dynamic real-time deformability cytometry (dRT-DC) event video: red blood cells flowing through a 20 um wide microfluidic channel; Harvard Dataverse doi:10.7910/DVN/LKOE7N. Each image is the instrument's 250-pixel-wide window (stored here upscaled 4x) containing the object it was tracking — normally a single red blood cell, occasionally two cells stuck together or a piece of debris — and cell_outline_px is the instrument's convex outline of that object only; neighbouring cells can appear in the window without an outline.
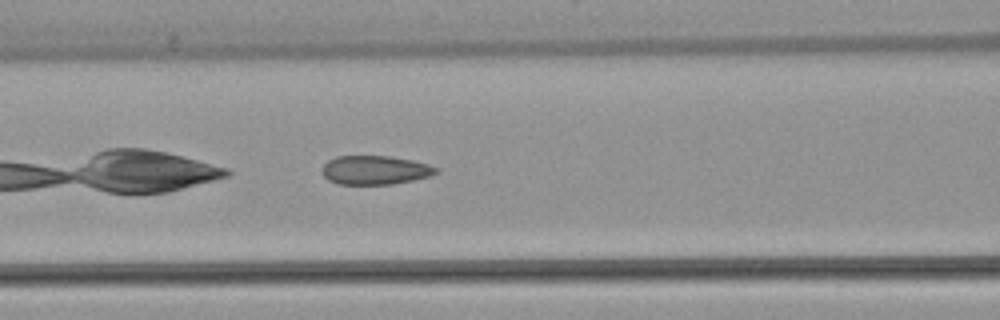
{"species": "common noctule bat (a hibernating species)", "species_latin": "Nyctalus noctula", "temperature_condition": "warm", "stored_images_in_passage": 33, "camera_frame_rate_fps": 3000, "um_per_image_px": 0.085, "animal": {"sex": "female", "body_mass_g": 22.7, "forearm_length_mm": 54.2}, "frame": {"image": 1, "passage_image": 6, "time_ms": 1.667, "image_size_px": [1000, 320], "cell_outline_px": [[440, 172], [428, 176], [412, 180], [392, 184], [340, 184], [328, 180], [324, 176], [324, 164], [328, 160], [336, 156], [388, 156], [412, 160], [428, 164], [440, 168]], "centroid_in_image_um": [31.91, 14.45], "position_along_channel_um": 134.7, "area_um2": 19.07}}
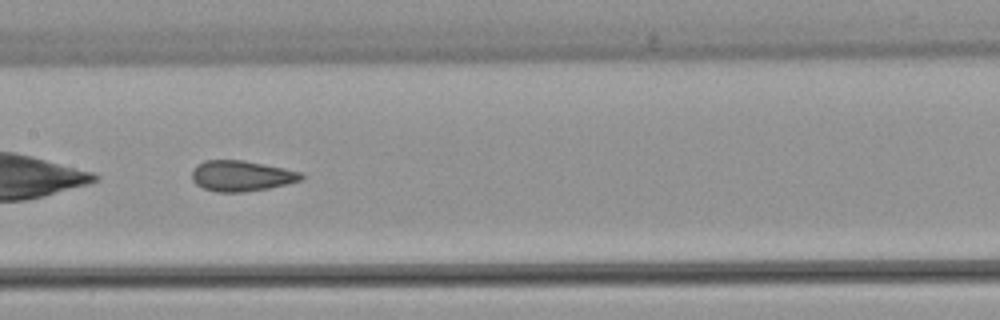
{"frame": {"image": 2, "passage_image": 10, "time_ms": 3.0, "image_size_px": [1000, 320], "cell_outline_px": [[304, 180], [288, 184], [268, 188], [244, 192], [216, 192], [204, 188], [196, 184], [192, 180], [192, 172], [196, 164], [204, 160], [244, 160], [284, 168], [300, 172], [304, 176]], "centroid_in_image_um": [20.52, 14.95], "position_along_channel_um": 186.9, "area_um2": 19.65}, "authors_computed_cell_mechanics": {"area_um2": 19.652, "velocity_mm_per_s": 3.9184, "shape_relaxation_time_tau1_ms": null, "shape_relaxation_time_tau2_ms": 1.5034, "deformation_change_tau1": null, "deformation_change_tau2": 0.0782}}